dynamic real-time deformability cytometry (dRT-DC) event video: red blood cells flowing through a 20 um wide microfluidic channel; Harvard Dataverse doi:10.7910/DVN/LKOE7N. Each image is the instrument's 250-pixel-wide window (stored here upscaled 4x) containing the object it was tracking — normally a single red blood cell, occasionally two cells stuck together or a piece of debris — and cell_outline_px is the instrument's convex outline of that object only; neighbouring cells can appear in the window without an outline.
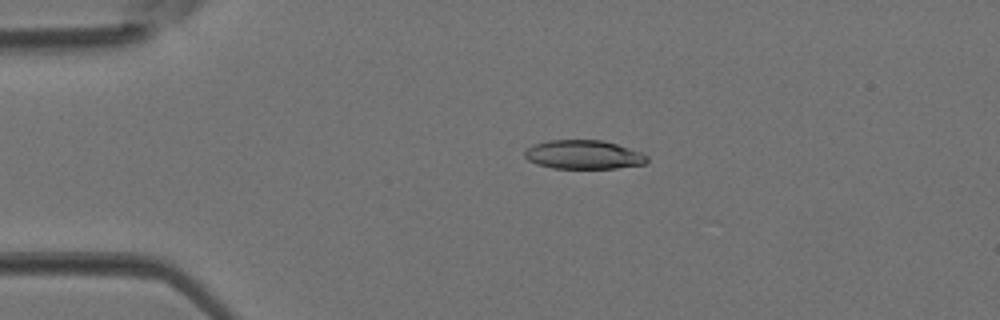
{"species": "Egyptian fruit bat (a non-hibernating species)", "species_latin": "Rousettus aegyptiacus", "temperature_condition": "room temperature", "stored_images_in_passage": 5, "camera_frame_rate_fps": 3000, "um_per_image_px": 0.085, "animal": {"sex": "female"}, "frame": {"image": 1, "passage_image": 3, "time_ms": 0.667, "image_size_px": [1000, 320], "cell_outline_px": [[648, 160], [644, 164], [616, 168], [552, 168], [536, 164], [528, 160], [524, 156], [524, 152], [528, 148], [536, 144], [548, 140], [604, 140], [640, 152], [648, 156]], "centroid_in_image_um": [49.59, 13.15], "position_along_channel_um": 35.4, "area_um2": 20.46}}
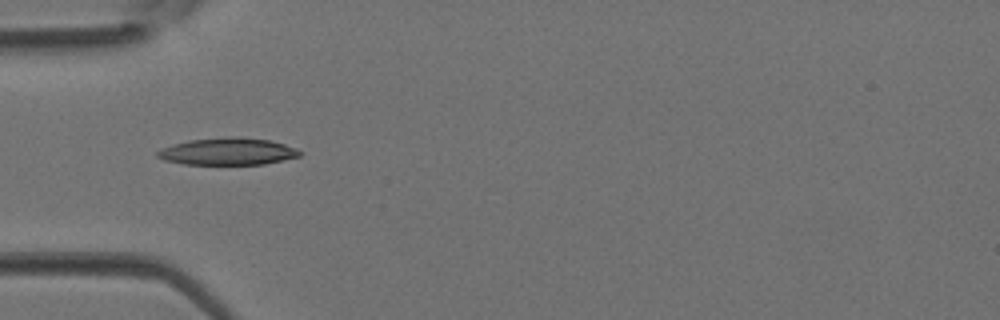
{"frame": {"image": 2, "passage_image": 4, "time_ms": 1.0, "image_size_px": [1000, 320], "cell_outline_px": [[300, 156], [264, 164], [184, 164], [164, 160], [156, 156], [156, 152], [164, 148], [188, 140], [228, 136], [268, 140], [284, 144], [296, 148], [300, 152]], "centroid_in_image_um": [19.35, 12.88], "position_along_channel_um": 65.7, "area_um2": 22.14}}
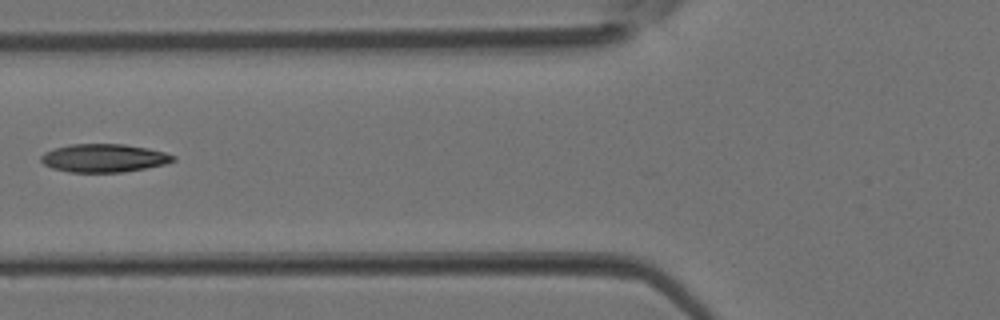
{"frame": {"image": 3, "passage_image": 5, "time_ms": 1.333, "image_size_px": [1000, 320], "cell_outline_px": [[176, 160], [164, 164], [124, 172], [68, 172], [52, 168], [44, 164], [40, 160], [40, 156], [44, 152], [68, 144], [124, 144], [148, 148], [164, 152], [176, 156]], "centroid_in_image_um": [8.82, 13.43], "position_along_channel_um": 117.0, "area_um2": 21.73}}